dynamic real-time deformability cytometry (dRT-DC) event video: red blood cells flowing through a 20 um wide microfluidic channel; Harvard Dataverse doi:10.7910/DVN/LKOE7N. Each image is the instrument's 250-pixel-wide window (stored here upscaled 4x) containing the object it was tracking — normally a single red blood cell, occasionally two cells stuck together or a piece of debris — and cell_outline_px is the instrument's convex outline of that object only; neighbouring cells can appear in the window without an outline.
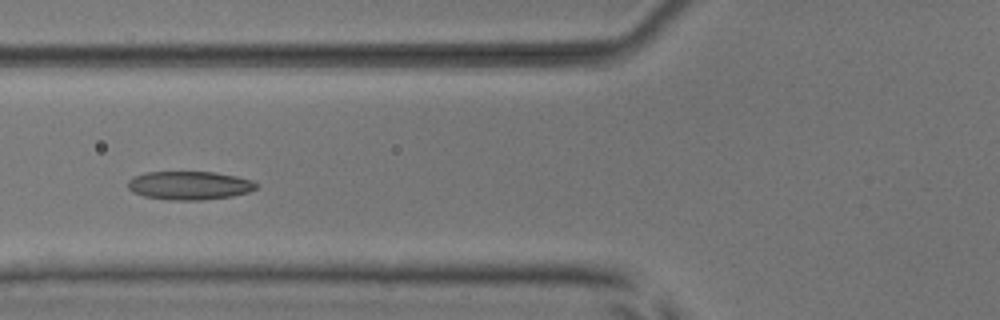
{"species": "common noctule bat (a hibernating species)", "species_latin": "Nyctalus noctula", "temperature_condition": "room temperature", "stored_images_in_passage": 8, "camera_frame_rate_fps": 3000, "um_per_image_px": 0.085, "animal": {"sex": "male", "body_mass_g": 17.9, "forearm_length_mm": 54.2}, "frame": {"image": 1, "passage_image": 6, "time_ms": 6.0, "image_size_px": [1000, 320], "cell_outline_px": [[260, 184], [256, 188], [248, 192], [232, 196], [200, 200], [168, 200], [144, 196], [132, 192], [128, 188], [128, 180], [132, 176], [144, 172], [216, 172], [236, 176], [252, 180]], "centroid_in_image_um": [16.08, 15.76], "position_along_channel_um": 109.7, "area_um2": 21.5}}
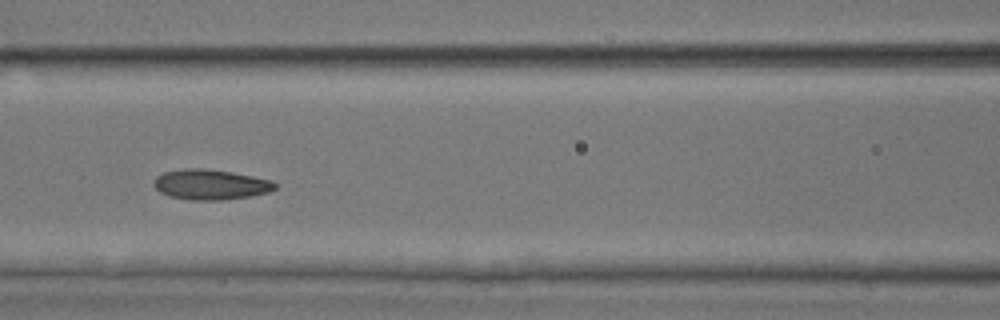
{"frame": {"image": 2, "passage_image": 7, "time_ms": 7.0, "image_size_px": [1000, 320], "cell_outline_px": [[276, 188], [268, 192], [252, 196], [224, 200], [192, 200], [168, 196], [160, 192], [152, 184], [152, 180], [156, 176], [164, 172], [184, 168], [200, 168], [232, 172], [272, 180], [276, 184]], "centroid_in_image_um": [17.87, 15.69], "position_along_channel_um": 148.7, "area_um2": 21.5}}
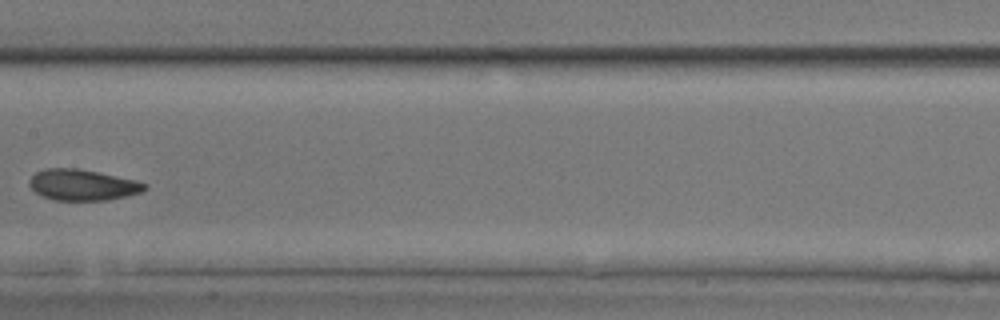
{"frame": {"image": 3, "passage_image": 8, "time_ms": 8.333, "image_size_px": [1000, 320], "cell_outline_px": [[148, 188], [140, 192], [108, 200], [52, 200], [40, 196], [28, 184], [28, 180], [36, 172], [44, 168], [80, 168], [136, 180], [148, 184]], "centroid_in_image_um": [6.99, 15.71], "position_along_channel_um": 200.4, "area_um2": 20.98}}